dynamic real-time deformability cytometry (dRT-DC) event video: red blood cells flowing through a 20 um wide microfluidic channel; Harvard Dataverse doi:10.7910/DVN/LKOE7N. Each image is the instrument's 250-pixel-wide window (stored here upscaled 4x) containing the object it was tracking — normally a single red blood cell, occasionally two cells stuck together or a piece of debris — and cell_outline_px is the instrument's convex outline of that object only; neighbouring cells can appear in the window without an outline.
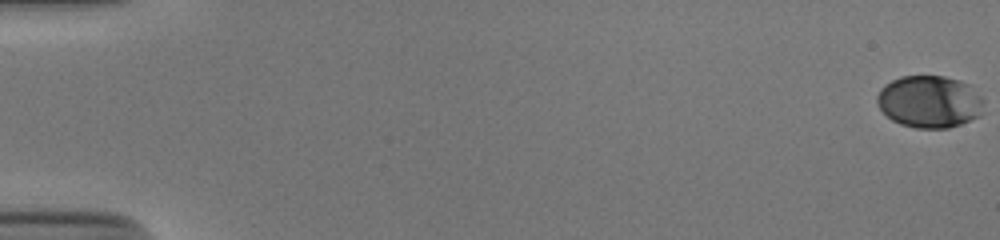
{"species": "human", "species_latin": "Homo sapiens", "temperature_condition": "cold", "stored_images_in_passage": 55, "camera_frame_rate_fps": 3000, "um_per_image_px": 0.085, "donor": {"sex": "male"}, "frame": {"image": 1, "passage_image": 1, "time_ms": 0.0, "image_size_px": [1000, 240], "cell_outline_px": [[984, 100], [980, 116], [960, 124], [948, 128], [916, 128], [900, 124], [892, 120], [880, 108], [876, 100], [876, 96], [880, 88], [884, 84], [900, 76], [944, 76], [960, 80], [972, 84]], "centroid_in_image_um": [79.02, 8.63], "position_along_channel_um": 6.0, "area_um2": 32.83}}
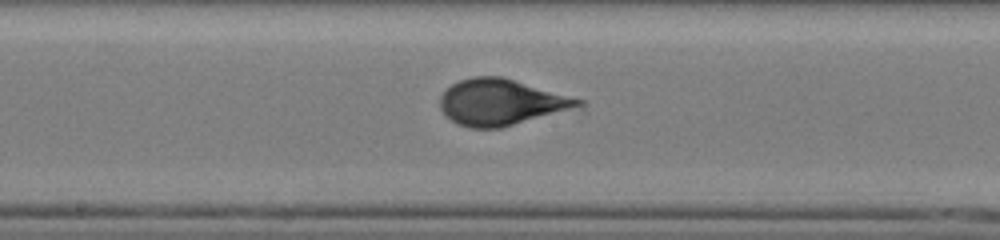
{"frame": {"image": 2, "passage_image": 31, "time_ms": 10.0, "image_size_px": [1000, 240], "cell_outline_px": [[584, 104], [500, 128], [472, 128], [456, 124], [440, 108], [440, 96], [452, 84], [460, 80], [472, 76], [500, 76], [584, 100]], "centroid_in_image_um": [42.51, 8.68], "position_along_channel_um": 205.7, "area_um2": 36.18}}
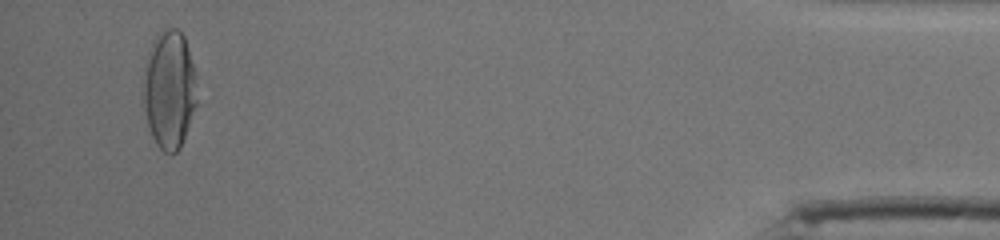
{"frame": {"image": 3, "passage_image": 53, "time_ms": 17.333, "image_size_px": [1000, 240], "cell_outline_px": [[196, 104], [180, 148], [176, 152], [164, 152], [156, 144], [148, 128], [144, 104], [144, 84], [148, 52], [156, 36], [160, 32], [168, 28], [176, 28], [184, 36], [188, 48], [192, 64], [196, 100]], "centroid_in_image_um": [14.38, 7.63], "position_along_channel_um": 420.8, "area_um2": 35.95}, "authors_computed_cell_mechanics": {"area_um2": 35.3736, "velocity_mm_per_s": 3.8814, "shape_relaxation_time_tau1_ms": 4.878, "shape_relaxation_time_tau2_ms": null, "deformation_change_tau1": 0.2172, "deformation_change_tau2": null}}